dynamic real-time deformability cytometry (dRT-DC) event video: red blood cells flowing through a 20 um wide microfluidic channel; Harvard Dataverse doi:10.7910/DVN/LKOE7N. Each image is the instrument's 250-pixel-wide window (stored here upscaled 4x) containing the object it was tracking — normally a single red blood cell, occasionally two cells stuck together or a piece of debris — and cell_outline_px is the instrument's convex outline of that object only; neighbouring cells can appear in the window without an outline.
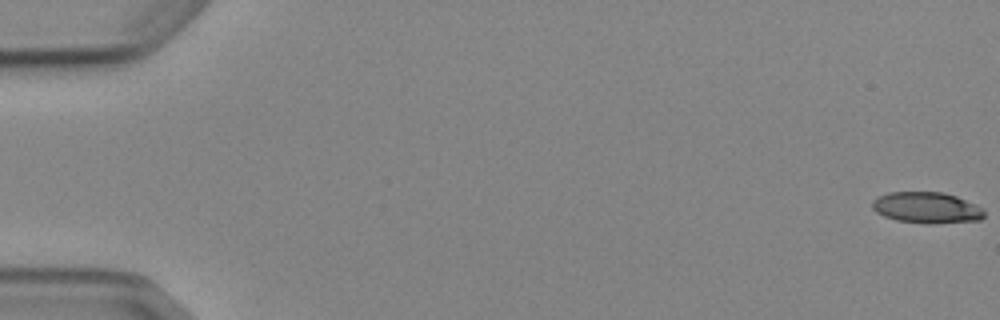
{"species": "Egyptian fruit bat (a non-hibernating species)", "species_latin": "Rousettus aegyptiacus", "temperature_condition": "cold", "stored_images_in_passage": 6, "camera_frame_rate_fps": 3000, "um_per_image_px": 0.085, "animal": {"sex": "female"}, "frame": {"image": 1, "passage_image": 1, "time_ms": 0.0, "image_size_px": [1000, 320], "cell_outline_px": [[984, 216], [980, 220], [932, 224], [928, 224], [896, 220], [884, 216], [876, 212], [872, 208], [872, 200], [888, 192], [944, 192], [956, 196], [976, 204], [984, 208]], "centroid_in_image_um": [78.78, 17.65], "position_along_channel_um": 6.2, "area_um2": 20.46}}
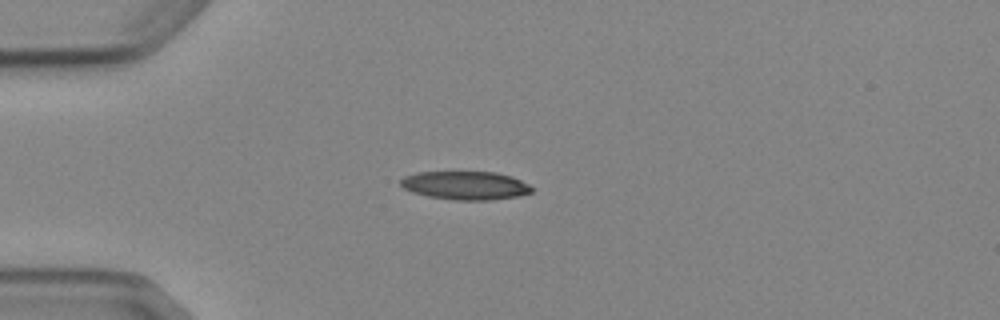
{"frame": {"image": 2, "passage_image": 5, "time_ms": 4.667, "image_size_px": [1000, 320], "cell_outline_px": [[532, 192], [516, 196], [492, 200], [452, 200], [428, 196], [412, 192], [404, 188], [400, 184], [400, 180], [404, 176], [416, 172], [496, 172], [512, 176], [528, 184], [532, 188]], "centroid_in_image_um": [39.54, 15.76], "position_along_channel_um": 45.5, "area_um2": 21.73}}